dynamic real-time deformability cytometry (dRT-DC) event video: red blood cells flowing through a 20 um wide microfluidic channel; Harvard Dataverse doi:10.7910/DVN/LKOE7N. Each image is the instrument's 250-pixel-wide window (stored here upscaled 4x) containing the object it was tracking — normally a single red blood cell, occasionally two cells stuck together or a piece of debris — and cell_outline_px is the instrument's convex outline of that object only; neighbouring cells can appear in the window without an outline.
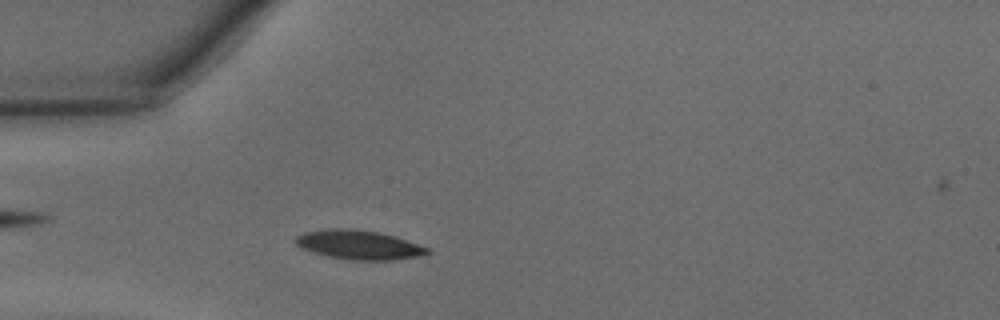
{"species": "common noctule bat (a hibernating species)", "species_latin": "Nyctalus noctula", "temperature_condition": "warm", "stored_images_in_passage": 32, "camera_frame_rate_fps": 3000, "um_per_image_px": 0.085, "animal": {"sex": "male", "body_mass_g": 15.6}, "frame": {"image": 1, "passage_image": 8, "time_ms": 2.333, "image_size_px": [1000, 320], "cell_outline_px": [[432, 252], [424, 256], [392, 260], [352, 260], [328, 256], [312, 252], [296, 244], [292, 240], [296, 236], [304, 232], [328, 228], [348, 228], [380, 232], [396, 236], [428, 248]], "centroid_in_image_um": [30.52, 20.8], "position_along_channel_um": 54.5, "area_um2": 22.6}}
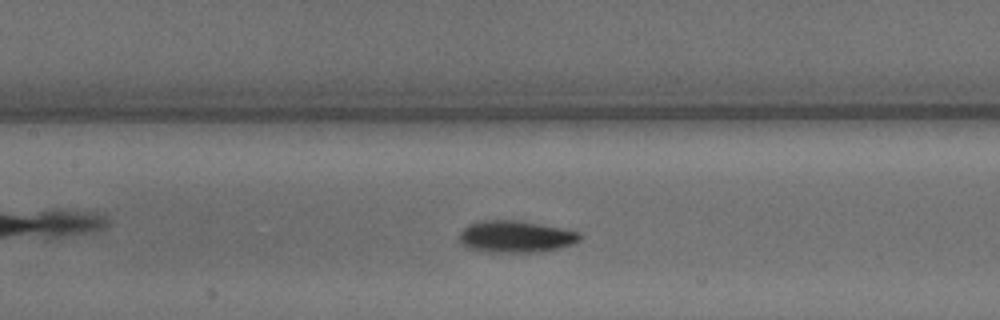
{"frame": {"image": 2, "passage_image": 16, "time_ms": 5.0, "image_size_px": [1000, 320], "cell_outline_px": [[584, 236], [580, 240], [572, 244], [560, 248], [540, 252], [488, 252], [472, 248], [464, 244], [460, 240], [460, 232], [468, 224], [480, 220], [516, 220], [564, 228], [580, 232]], "centroid_in_image_um": [43.9, 20.1], "position_along_channel_um": 163.5, "area_um2": 22.43}}
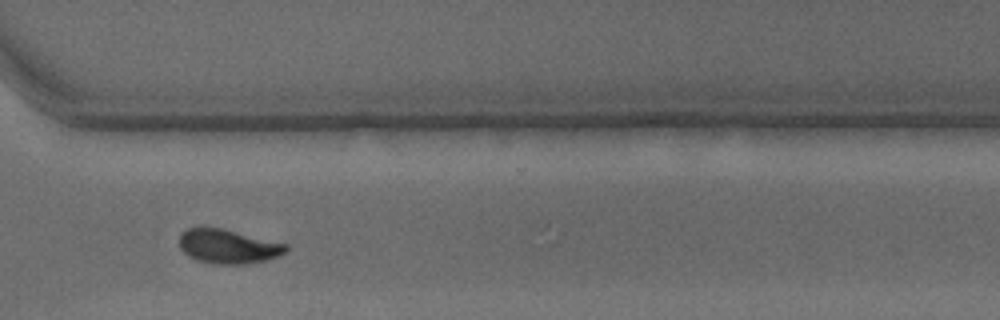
{"frame": {"image": 3, "passage_image": 29, "time_ms": 9.333, "image_size_px": [1000, 320], "cell_outline_px": [[288, 248], [280, 256], [264, 260], [244, 264], [212, 264], [196, 260], [188, 256], [180, 248], [180, 232], [188, 228], [220, 228], [288, 244]], "centroid_in_image_um": [19.37, 20.96], "position_along_channel_um": 351.2, "area_um2": 21.1}, "authors_computed_cell_mechanics": {"area_um2": 21.7617, "velocity_mm_per_s": 4.3423, "shape_relaxation_time_tau1_ms": 2.2716, "shape_relaxation_time_tau2_ms": 2.8431, "deformation_change_tau1": 0.138, "deformation_change_tau2": 0.0759}}